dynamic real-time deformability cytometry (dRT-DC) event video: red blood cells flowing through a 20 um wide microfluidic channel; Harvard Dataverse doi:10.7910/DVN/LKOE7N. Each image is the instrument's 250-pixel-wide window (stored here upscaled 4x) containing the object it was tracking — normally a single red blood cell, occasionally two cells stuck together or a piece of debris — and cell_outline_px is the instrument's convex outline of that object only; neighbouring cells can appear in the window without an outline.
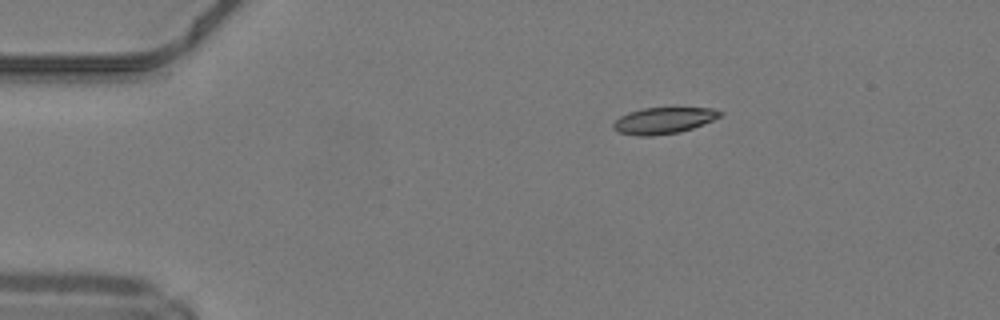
{"species": "common noctule bat (a hibernating species)", "species_latin": "Nyctalus noctula", "temperature_condition": "warm", "stored_images_in_passage": 41, "camera_frame_rate_fps": 3000, "um_per_image_px": 0.085, "animal": {"sex": "male", "body_mass_g": 19.2, "forearm_length_mm": 51.8}, "frame": {"image": 1, "passage_image": 1, "time_ms": 0.0, "image_size_px": [1000, 320], "cell_outline_px": [[724, 112], [720, 116], [712, 120], [692, 128], [680, 132], [652, 136], [636, 136], [616, 132], [612, 128], [612, 124], [620, 116], [628, 112], [644, 108], [712, 108]], "centroid_in_image_um": [56.35, 10.25], "position_along_channel_um": 28.6, "area_um2": 16.42}}
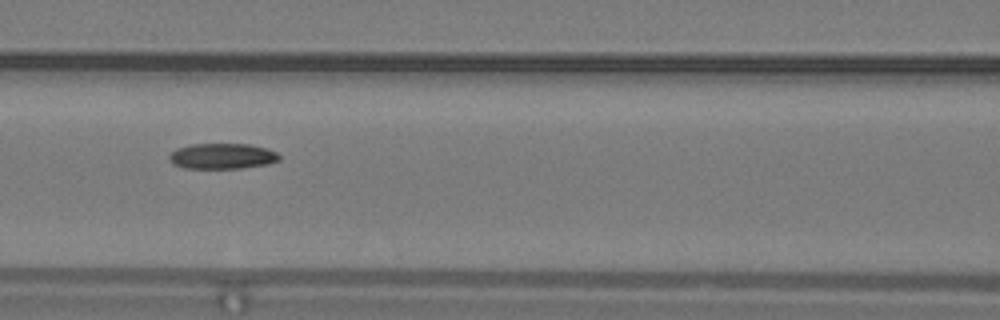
{"frame": {"image": 2, "passage_image": 14, "time_ms": 4.333, "image_size_px": [1000, 320], "cell_outline_px": [[280, 160], [268, 164], [240, 168], [184, 168], [172, 164], [168, 160], [168, 156], [176, 148], [188, 144], [248, 144], [264, 148], [276, 152], [280, 156]], "centroid_in_image_um": [18.84, 13.27], "position_along_channel_um": 147.8, "area_um2": 16.47}}
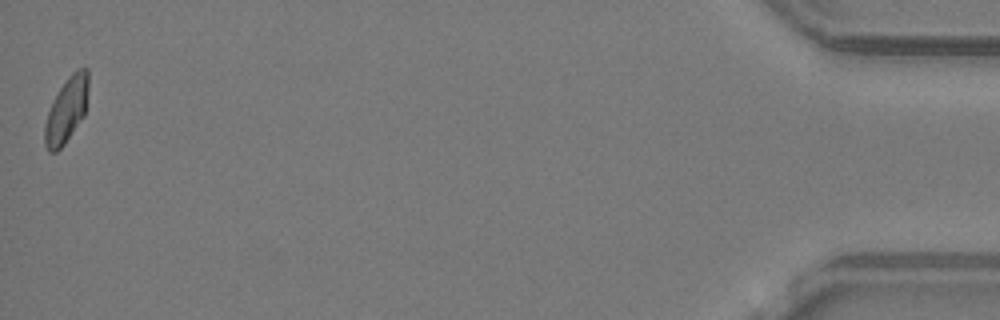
{"frame": {"image": 3, "passage_image": 41, "time_ms": 13.333, "image_size_px": [1000, 320], "cell_outline_px": [[88, 88], [84, 116], [64, 144], [56, 152], [48, 152], [44, 144], [44, 124], [52, 100], [60, 88], [72, 72], [76, 68], [88, 68]], "centroid_in_image_um": [5.64, 9.35], "position_along_channel_um": 429.6, "area_um2": 16.59}, "authors_computed_cell_mechanics": {"area_um2": 16.9354, "velocity_mm_per_s": 4.2223, "shape_relaxation_time_tau1_ms": 5.5647, "shape_relaxation_time_tau2_ms": null, "deformation_change_tau1": 0.1458, "deformation_change_tau2": null}}